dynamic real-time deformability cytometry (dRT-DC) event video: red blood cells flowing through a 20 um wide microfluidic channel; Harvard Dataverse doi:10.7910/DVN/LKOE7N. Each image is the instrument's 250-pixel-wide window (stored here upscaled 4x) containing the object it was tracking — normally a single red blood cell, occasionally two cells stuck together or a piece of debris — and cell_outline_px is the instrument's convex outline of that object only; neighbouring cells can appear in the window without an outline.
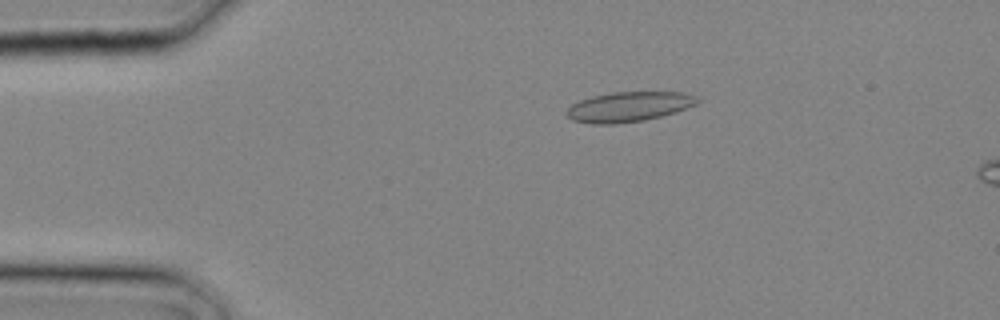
{"species": "common noctule bat (a hibernating species)", "species_latin": "Nyctalus noctula", "temperature_condition": "cold", "stored_images_in_passage": 3, "camera_frame_rate_fps": 3000, "um_per_image_px": 0.085, "animal": {"sex": "male", "body_mass_g": 20.4}, "frame": {"image": 1, "passage_image": 2, "time_ms": 0.333, "image_size_px": [1000, 320], "cell_outline_px": [[700, 100], [696, 104], [676, 112], [644, 120], [616, 124], [592, 124], [572, 120], [564, 112], [572, 104], [580, 100], [592, 96], [612, 92], [680, 92], [696, 96]], "centroid_in_image_um": [53.42, 9.07], "position_along_channel_um": 31.6, "area_um2": 22.77}}